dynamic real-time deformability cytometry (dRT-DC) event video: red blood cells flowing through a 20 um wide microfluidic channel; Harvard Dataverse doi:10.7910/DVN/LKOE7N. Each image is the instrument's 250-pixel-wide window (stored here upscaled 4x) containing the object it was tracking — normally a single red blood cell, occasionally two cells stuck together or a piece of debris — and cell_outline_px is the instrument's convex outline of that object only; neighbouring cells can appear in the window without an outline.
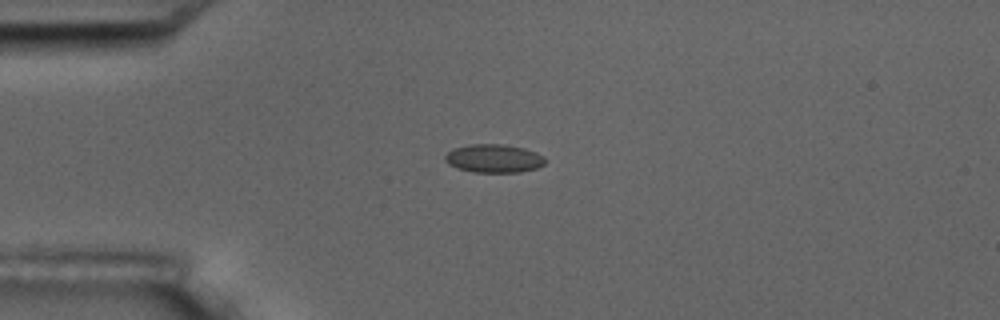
{"species": "common noctule bat (a hibernating species)", "species_latin": "Nyctalus noctula", "temperature_condition": "room temperature", "stored_images_in_passage": 6, "camera_frame_rate_fps": 3000, "um_per_image_px": 0.085, "animal": {"sex": "male", "body_mass_g": 17.5, "forearm_length_mm": 52.3}, "frame": {"image": 1, "passage_image": 5, "time_ms": 4.667, "image_size_px": [1000, 320], "cell_outline_px": [[544, 164], [536, 168], [520, 172], [472, 172], [456, 168], [448, 164], [444, 160], [444, 156], [452, 148], [468, 144], [504, 144], [524, 148], [536, 152], [544, 156]], "centroid_in_image_um": [41.93, 13.46], "position_along_channel_um": 43.1, "area_um2": 16.7}}